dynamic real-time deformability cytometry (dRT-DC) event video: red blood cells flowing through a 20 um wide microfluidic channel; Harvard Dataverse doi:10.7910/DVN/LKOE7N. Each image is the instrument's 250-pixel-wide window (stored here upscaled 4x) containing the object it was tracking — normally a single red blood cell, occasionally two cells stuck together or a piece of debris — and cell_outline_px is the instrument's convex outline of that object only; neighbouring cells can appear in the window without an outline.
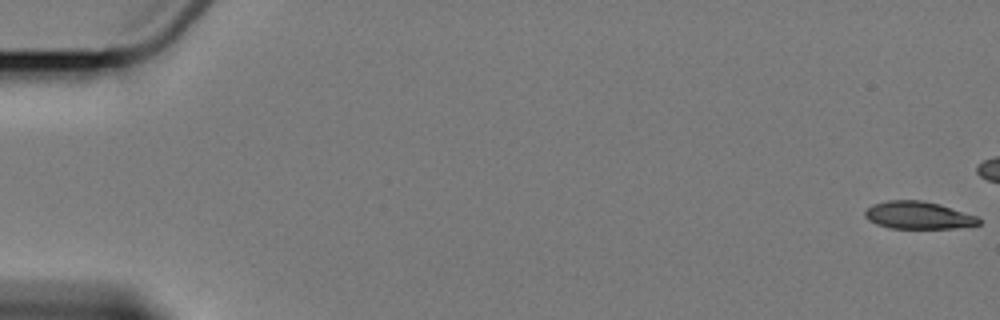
{"species": "Egyptian fruit bat (a non-hibernating species)", "species_latin": "Rousettus aegyptiacus", "temperature_condition": "cold", "stored_images_in_passage": 5, "camera_frame_rate_fps": 3000, "um_per_image_px": 0.085, "animal": {"sex": "female"}, "frame": {"image": 1, "passage_image": 1, "time_ms": 0.0, "image_size_px": [1000, 320], "cell_outline_px": [[980, 224], [956, 228], [888, 228], [876, 224], [868, 220], [864, 216], [864, 212], [872, 204], [888, 200], [920, 200], [940, 204], [976, 216], [980, 220]], "centroid_in_image_um": [78.01, 18.3], "position_along_channel_um": 7.0, "area_um2": 18.21}}